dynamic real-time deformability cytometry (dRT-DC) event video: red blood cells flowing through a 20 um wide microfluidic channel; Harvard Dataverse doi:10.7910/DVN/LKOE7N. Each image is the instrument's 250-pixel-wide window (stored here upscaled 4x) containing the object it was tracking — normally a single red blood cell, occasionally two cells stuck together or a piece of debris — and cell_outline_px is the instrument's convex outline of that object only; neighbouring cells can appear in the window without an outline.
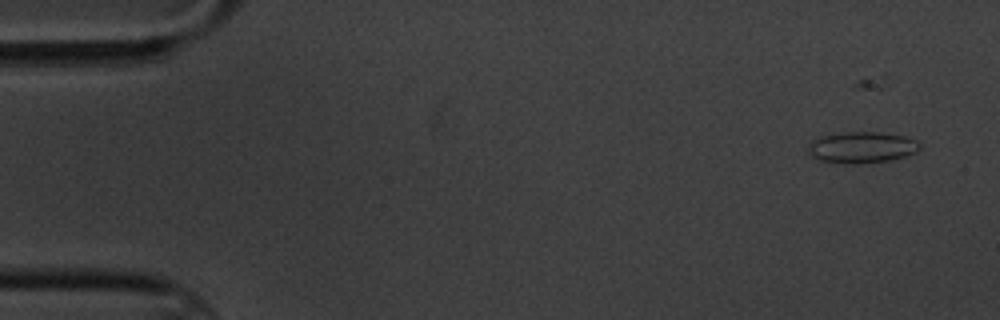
{"species": "common noctule bat (a hibernating species)", "species_latin": "Nyctalus noctula", "temperature_condition": "cold", "stored_images_in_passage": 4, "camera_frame_rate_fps": 3000, "um_per_image_px": 0.085, "animal": {"sex": "male", "body_mass_g": 20.1, "forearm_length_mm": 53.5}, "frame": {"image": 1, "passage_image": 1, "time_ms": 0.0, "image_size_px": [1000, 320], "cell_outline_px": [[920, 148], [916, 152], [904, 156], [888, 160], [856, 164], [844, 164], [816, 160], [808, 152], [808, 148], [812, 140], [820, 136], [844, 132], [880, 132], [904, 136], [916, 140], [920, 144]], "centroid_in_image_um": [73.21, 12.53], "position_along_channel_um": 11.8, "area_um2": 20.4}}
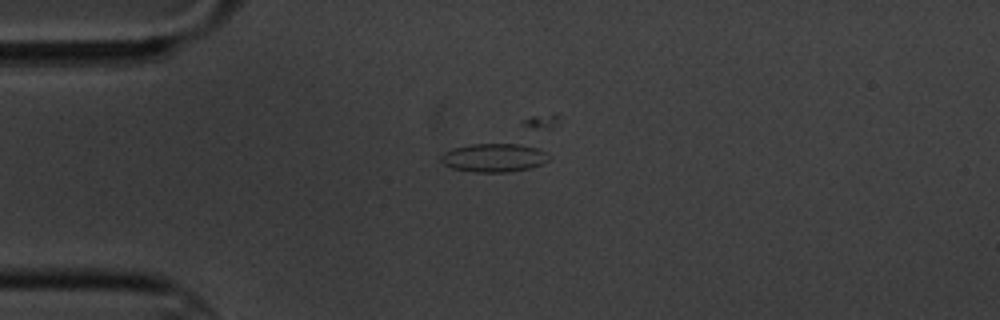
{"frame": {"image": 2, "passage_image": 4, "time_ms": 3.667, "image_size_px": [1000, 320], "cell_outline_px": [[552, 156], [544, 164], [528, 168], [508, 172], [476, 172], [452, 168], [444, 164], [440, 160], [440, 156], [444, 152], [452, 148], [468, 144], [520, 144], [536, 148]], "centroid_in_image_um": [41.97, 13.4], "position_along_channel_um": 43.0, "area_um2": 17.98}}